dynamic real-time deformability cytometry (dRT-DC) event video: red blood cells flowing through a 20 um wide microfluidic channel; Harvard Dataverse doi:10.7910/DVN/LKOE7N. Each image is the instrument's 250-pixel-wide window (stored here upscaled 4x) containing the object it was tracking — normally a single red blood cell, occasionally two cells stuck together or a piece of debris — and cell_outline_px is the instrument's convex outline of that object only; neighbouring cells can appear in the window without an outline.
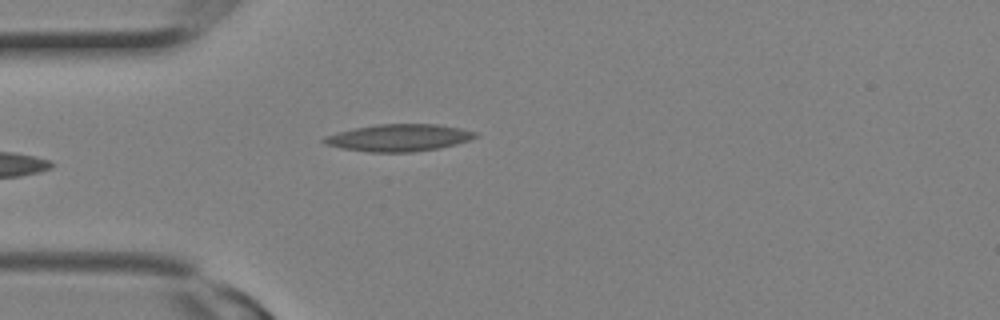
{"species": "Egyptian fruit bat (a non-hibernating species)", "species_latin": "Rousettus aegyptiacus", "temperature_condition": "room temperature", "stored_images_in_passage": 3, "camera_frame_rate_fps": 3000, "um_per_image_px": 0.085, "animal": {"sex": "female"}, "frame": {"image": 1, "passage_image": 3, "time_ms": 0.667, "image_size_px": [1000, 320], "cell_outline_px": [[480, 136], [456, 144], [440, 148], [412, 152], [368, 152], [340, 148], [324, 144], [320, 140], [324, 136], [336, 132], [356, 128], [380, 124], [436, 124], [460, 128], [476, 132]], "centroid_in_image_um": [33.88, 11.71], "position_along_channel_um": 51.1, "area_um2": 23.99}}